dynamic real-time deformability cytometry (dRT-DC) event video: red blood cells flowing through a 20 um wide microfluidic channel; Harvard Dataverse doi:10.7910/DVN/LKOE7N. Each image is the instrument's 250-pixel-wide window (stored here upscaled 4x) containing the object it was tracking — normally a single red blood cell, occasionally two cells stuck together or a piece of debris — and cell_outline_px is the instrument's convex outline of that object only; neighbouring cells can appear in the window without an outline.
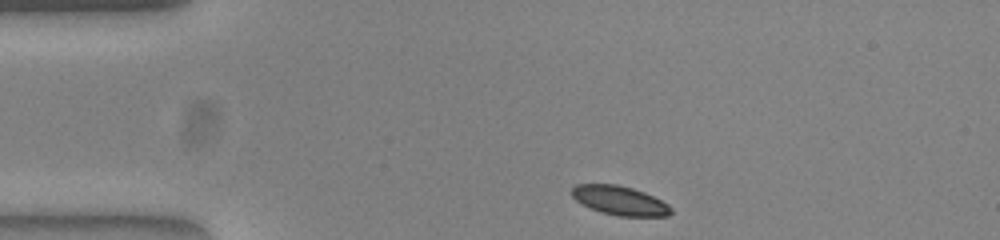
{"species": "common noctule bat (a hibernating species)", "species_latin": "Nyctalus noctula", "temperature_condition": "warm", "stored_images_in_passage": 44, "camera_frame_rate_fps": 3000, "um_per_image_px": 0.085, "animal": {"sex": "female", "body_mass_g": 23.0, "forearm_length_mm": 53.4}, "frame": {"image": 1, "passage_image": 1, "time_ms": 0.0, "image_size_px": [1000, 240], "cell_outline_px": [[672, 212], [668, 216], [620, 216], [600, 212], [576, 200], [572, 196], [572, 188], [576, 184], [616, 184], [632, 188], [644, 192], [668, 204], [672, 208]], "centroid_in_image_um": [52.69, 17.04], "position_along_channel_um": 32.3, "area_um2": 16.65}}
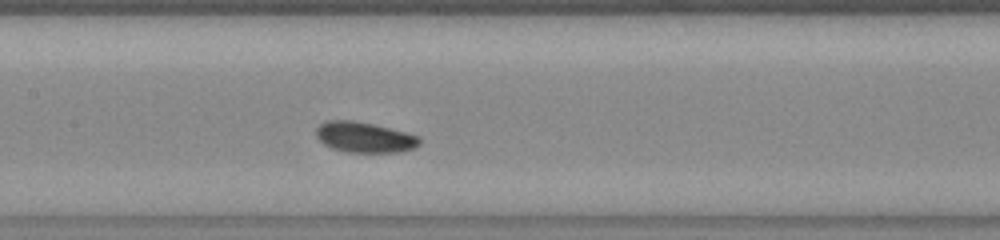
{"frame": {"image": 2, "passage_image": 16, "time_ms": 5.0, "image_size_px": [1000, 240], "cell_outline_px": [[420, 144], [416, 148], [400, 152], [348, 152], [332, 148], [324, 144], [316, 136], [316, 128], [320, 124], [328, 120], [352, 120], [372, 124], [408, 132], [420, 136]], "centroid_in_image_um": [31.02, 11.67], "position_along_channel_um": 176.4, "area_um2": 18.5}}
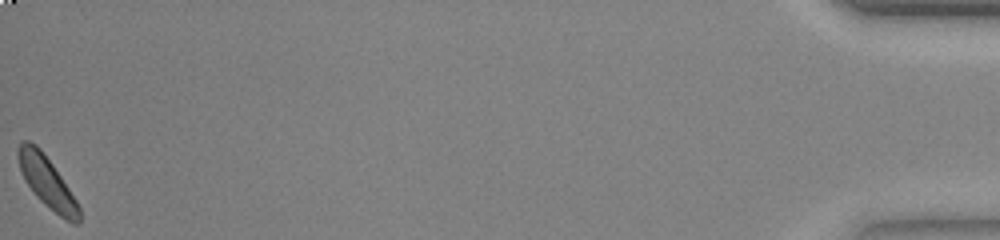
{"frame": {"image": 3, "passage_image": 44, "time_ms": 14.333, "image_size_px": [1000, 240], "cell_outline_px": [[80, 224], [72, 224], [60, 216], [44, 204], [36, 196], [24, 180], [16, 156], [16, 148], [20, 140], [28, 140], [36, 144], [40, 148], [52, 164], [76, 200], [80, 208]], "centroid_in_image_um": [3.96, 15.45], "position_along_channel_um": 431.2, "area_um2": 18.21}, "authors_computed_cell_mechanics": {"area_um2": 18.1492, "velocity_mm_per_s": 3.8315, "shape_relaxation_time_tau1_ms": 1.1122, "shape_relaxation_time_tau2_ms": 6.346, "deformation_change_tau1": 0.0676, "deformation_change_tau2": 0.1146}}